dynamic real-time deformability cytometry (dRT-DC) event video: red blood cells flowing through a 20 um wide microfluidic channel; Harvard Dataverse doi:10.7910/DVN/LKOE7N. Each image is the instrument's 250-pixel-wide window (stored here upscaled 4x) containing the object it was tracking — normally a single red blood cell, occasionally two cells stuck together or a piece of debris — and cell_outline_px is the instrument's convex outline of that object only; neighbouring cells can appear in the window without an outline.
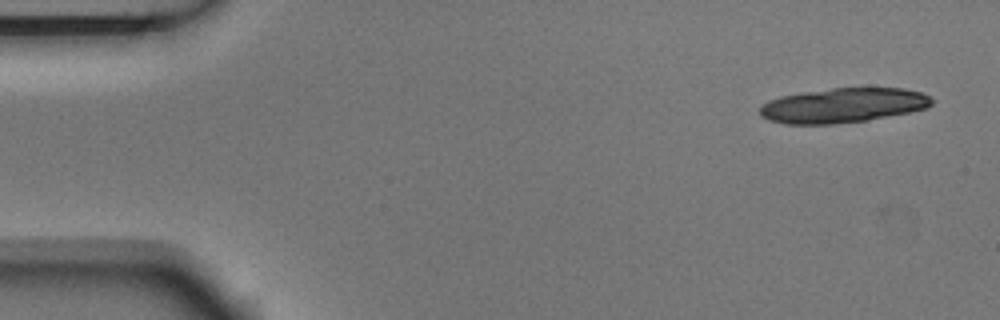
{"species": "Egyptian fruit bat (a non-hibernating species)", "species_latin": "Rousettus aegyptiacus", "temperature_condition": "room temperature", "stored_images_in_passage": 7, "camera_frame_rate_fps": 3000, "um_per_image_px": 0.085, "animal": {"sex": "male"}, "frame": {"image": 1, "passage_image": 1, "time_ms": 0.0, "image_size_px": [1000, 320], "cell_outline_px": [[932, 104], [928, 108], [908, 112], [864, 120], [836, 124], [784, 124], [768, 120], [760, 116], [760, 108], [768, 100], [780, 96], [800, 92], [832, 88], [904, 88], [920, 92], [928, 96], [932, 100]], "centroid_in_image_um": [71.61, 8.95], "position_along_channel_um": 13.4, "area_um2": 34.68}}
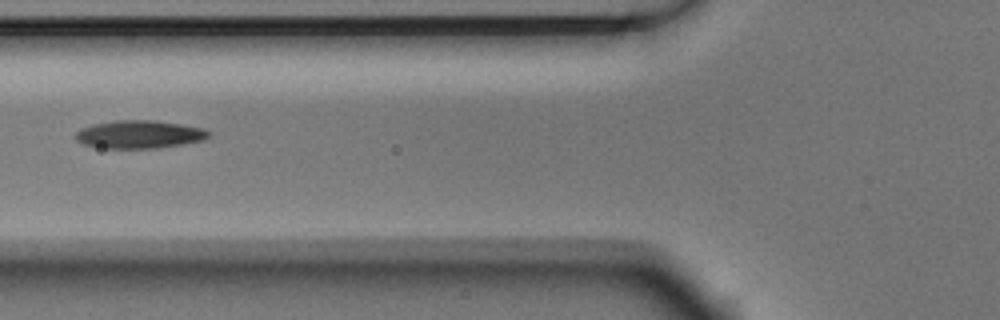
{"frame": {"image": 2, "passage_image": 6, "time_ms": 1.667, "image_size_px": [1000, 320], "cell_outline_px": [[208, 136], [204, 140], [156, 148], [104, 148], [84, 144], [76, 140], [76, 132], [80, 128], [96, 124], [116, 120], [152, 120], [180, 124], [204, 128], [208, 132]], "centroid_in_image_um": [11.83, 11.42], "position_along_channel_um": 114.0, "area_um2": 21.39}}
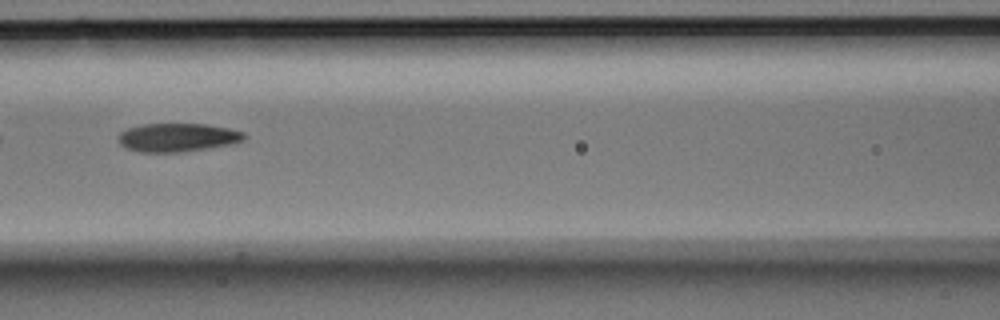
{"frame": {"image": 3, "passage_image": 7, "time_ms": 2.0, "image_size_px": [1000, 320], "cell_outline_px": [[248, 136], [244, 140], [228, 144], [180, 152], [140, 152], [124, 148], [120, 144], [116, 136], [120, 132], [128, 128], [144, 124], [208, 124], [228, 128], [244, 132]], "centroid_in_image_um": [15.05, 11.68], "position_along_channel_um": 151.6, "area_um2": 20.87}}